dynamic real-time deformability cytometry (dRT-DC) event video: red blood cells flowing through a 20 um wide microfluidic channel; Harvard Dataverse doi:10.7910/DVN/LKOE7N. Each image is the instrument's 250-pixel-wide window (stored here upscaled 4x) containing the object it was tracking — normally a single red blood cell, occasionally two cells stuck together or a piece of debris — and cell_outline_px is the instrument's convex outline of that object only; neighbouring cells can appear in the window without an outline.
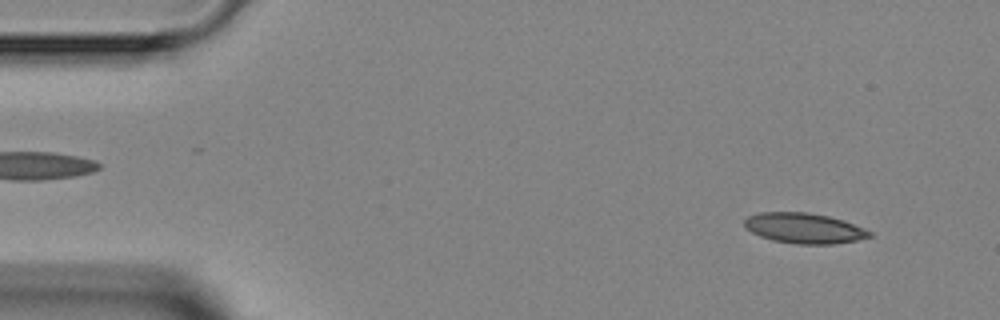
{"species": "Egyptian fruit bat (a non-hibernating species)", "species_latin": "Rousettus aegyptiacus", "temperature_condition": "room temperature", "stored_images_in_passage": 5, "camera_frame_rate_fps": 3000, "um_per_image_px": 0.085, "animal": {"sex": "female"}, "frame": {"image": 1, "passage_image": 1, "time_ms": 0.0, "image_size_px": [1000, 320], "cell_outline_px": [[876, 236], [856, 240], [832, 244], [796, 244], [772, 240], [760, 236], [744, 228], [744, 220], [748, 216], [760, 212], [808, 212], [828, 216], [844, 220], [864, 228], [872, 232]], "centroid_in_image_um": [68.36, 19.39], "position_along_channel_um": 16.6, "area_um2": 22.31}}
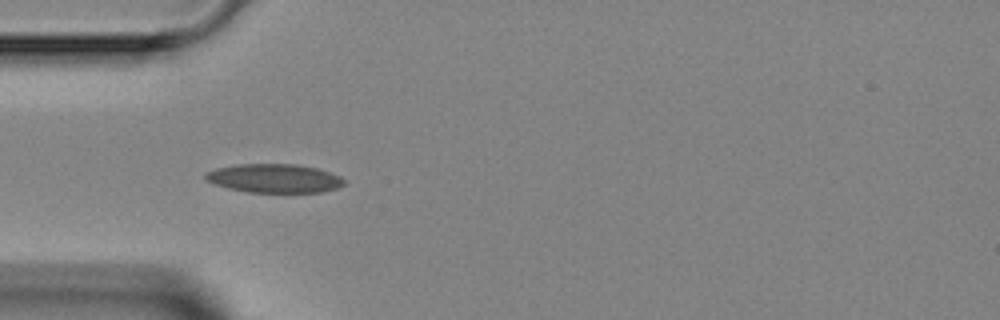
{"frame": {"image": 2, "passage_image": 4, "time_ms": 3.333, "image_size_px": [1000, 320], "cell_outline_px": [[344, 184], [336, 188], [320, 192], [248, 192], [228, 188], [204, 180], [204, 176], [208, 172], [216, 168], [236, 164], [296, 164], [316, 168], [340, 176], [344, 180]], "centroid_in_image_um": [23.29, 15.15], "position_along_channel_um": 61.7, "area_um2": 23.06}}